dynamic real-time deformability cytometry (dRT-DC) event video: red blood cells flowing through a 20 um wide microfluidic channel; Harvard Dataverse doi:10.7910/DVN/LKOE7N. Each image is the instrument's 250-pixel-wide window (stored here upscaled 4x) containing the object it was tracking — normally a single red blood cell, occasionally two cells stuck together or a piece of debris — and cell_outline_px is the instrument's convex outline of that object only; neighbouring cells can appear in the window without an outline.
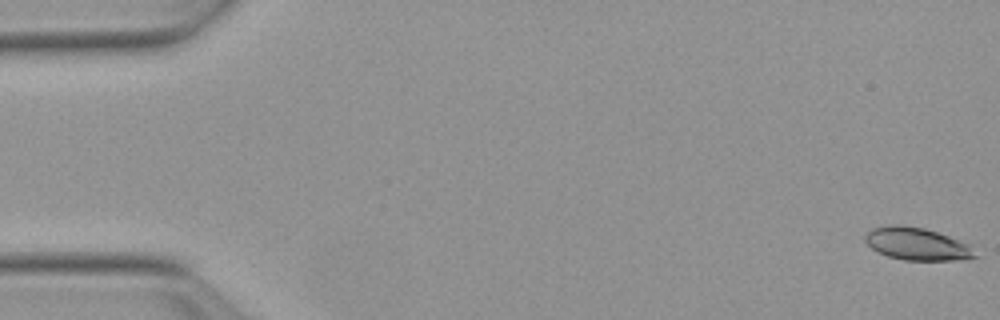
{"species": "Egyptian fruit bat (a non-hibernating species)", "species_latin": "Rousettus aegyptiacus", "temperature_condition": "warm", "stored_images_in_passage": 15, "camera_frame_rate_fps": 3000, "um_per_image_px": 0.085, "animal": {"sex": "female"}, "frame": {"image": 1, "passage_image": 1, "time_ms": 0.0, "image_size_px": [1000, 320], "cell_outline_px": [[976, 256], [964, 260], [904, 260], [888, 256], [872, 248], [864, 240], [864, 236], [872, 228], [924, 228], [948, 236], [968, 244]], "centroid_in_image_um": [77.97, 20.79], "position_along_channel_um": 7.0, "area_um2": 19.71}}
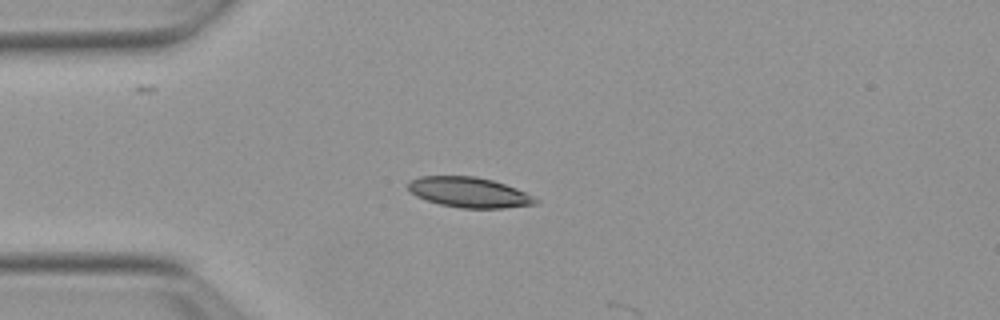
{"frame": {"image": 2, "passage_image": 14, "time_ms": 4.333, "image_size_px": [1000, 320], "cell_outline_px": [[540, 200], [536, 204], [504, 208], [460, 208], [440, 204], [416, 196], [408, 188], [408, 180], [420, 176], [476, 176], [492, 180], [516, 188]], "centroid_in_image_um": [39.86, 16.34], "position_along_channel_um": 45.1, "area_um2": 22.37}}